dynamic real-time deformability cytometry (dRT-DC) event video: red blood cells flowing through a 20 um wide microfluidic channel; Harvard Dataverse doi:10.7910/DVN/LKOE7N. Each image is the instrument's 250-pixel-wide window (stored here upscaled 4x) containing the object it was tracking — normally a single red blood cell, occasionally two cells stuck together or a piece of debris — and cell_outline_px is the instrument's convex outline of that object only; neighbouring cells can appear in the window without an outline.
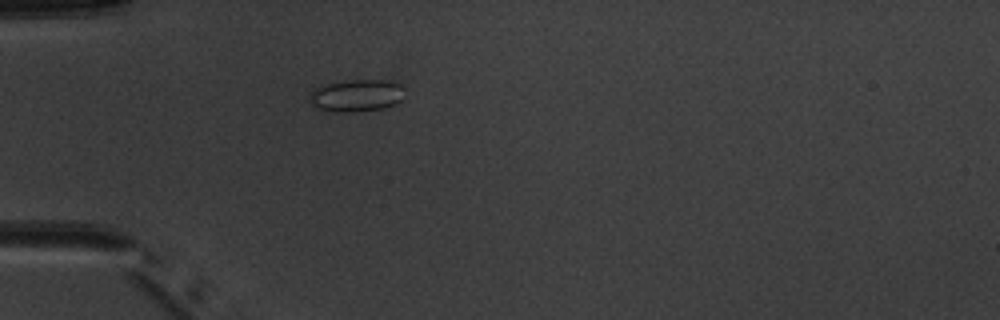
{"species": "common noctule bat (a hibernating species)", "species_latin": "Nyctalus noctula", "temperature_condition": "warm", "stored_images_in_passage": 1, "camera_frame_rate_fps": 3000, "um_per_image_px": 0.085, "animal": {"sex": "male", "body_mass_g": 20.1, "forearm_length_mm": 53.5}, "frame": {"image": 1, "passage_image": 1, "time_ms": 0.0, "image_size_px": [1000, 320], "cell_outline_px": [[400, 100], [396, 104], [384, 108], [356, 112], [336, 112], [320, 108], [312, 104], [308, 96], [308, 92], [320, 84], [344, 80], [388, 80], [400, 84]], "centroid_in_image_um": [30.21, 8.11], "position_along_channel_um": 54.8, "area_um2": 17.92}}